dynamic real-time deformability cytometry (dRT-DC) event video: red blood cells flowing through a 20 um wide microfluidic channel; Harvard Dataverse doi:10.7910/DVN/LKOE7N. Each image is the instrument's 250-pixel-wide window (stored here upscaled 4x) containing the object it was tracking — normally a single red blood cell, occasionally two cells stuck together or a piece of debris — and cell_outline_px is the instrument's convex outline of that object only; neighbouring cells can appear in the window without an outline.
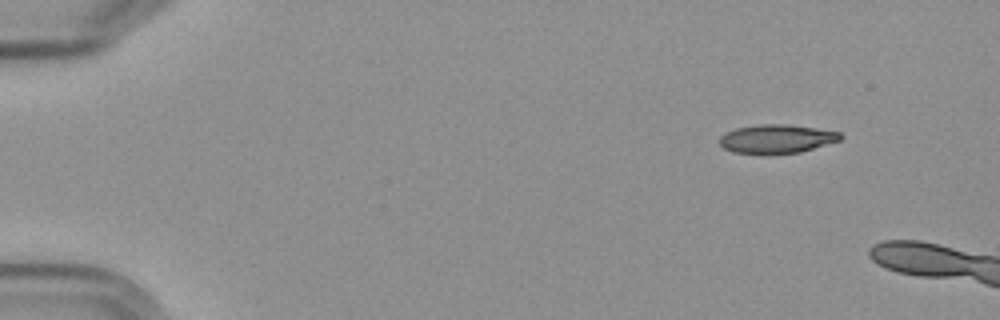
{"species": "Egyptian fruit bat (a non-hibernating species)", "species_latin": "Rousettus aegyptiacus", "temperature_condition": "cold", "stored_images_in_passage": 3, "camera_frame_rate_fps": 3000, "um_per_image_px": 0.085, "frame": {"image": 1, "passage_image": 1, "time_ms": 0.0, "image_size_px": [1000, 320], "cell_outline_px": [[844, 136], [840, 140], [800, 152], [764, 156], [732, 152], [724, 148], [720, 144], [720, 136], [724, 132], [736, 128], [760, 124], [784, 124], [816, 128], [840, 132]], "centroid_in_image_um": [65.97, 11.83], "position_along_channel_um": 19.0, "area_um2": 20.69}}